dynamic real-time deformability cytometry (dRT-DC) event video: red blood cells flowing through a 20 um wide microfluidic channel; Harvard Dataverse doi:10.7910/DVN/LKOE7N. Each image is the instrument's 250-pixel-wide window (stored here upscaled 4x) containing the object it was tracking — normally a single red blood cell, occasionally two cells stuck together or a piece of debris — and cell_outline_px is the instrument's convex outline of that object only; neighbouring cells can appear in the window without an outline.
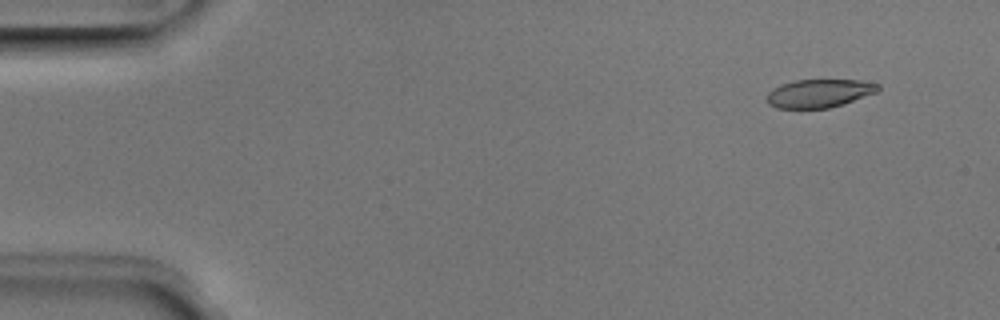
{"species": "Egyptian fruit bat (a non-hibernating species)", "species_latin": "Rousettus aegyptiacus", "temperature_condition": "room temperature", "stored_images_in_passage": 2, "camera_frame_rate_fps": 3000, "um_per_image_px": 0.085, "animal": {"sex": "male"}, "frame": {"image": 1, "passage_image": 1, "time_ms": 0.0, "image_size_px": [1000, 320], "cell_outline_px": [[880, 88], [876, 92], [844, 104], [828, 108], [776, 108], [768, 104], [768, 92], [772, 88], [780, 84], [796, 80], [860, 80], [880, 84]], "centroid_in_image_um": [69.63, 7.93], "position_along_channel_um": 15.4, "area_um2": 18.32}}